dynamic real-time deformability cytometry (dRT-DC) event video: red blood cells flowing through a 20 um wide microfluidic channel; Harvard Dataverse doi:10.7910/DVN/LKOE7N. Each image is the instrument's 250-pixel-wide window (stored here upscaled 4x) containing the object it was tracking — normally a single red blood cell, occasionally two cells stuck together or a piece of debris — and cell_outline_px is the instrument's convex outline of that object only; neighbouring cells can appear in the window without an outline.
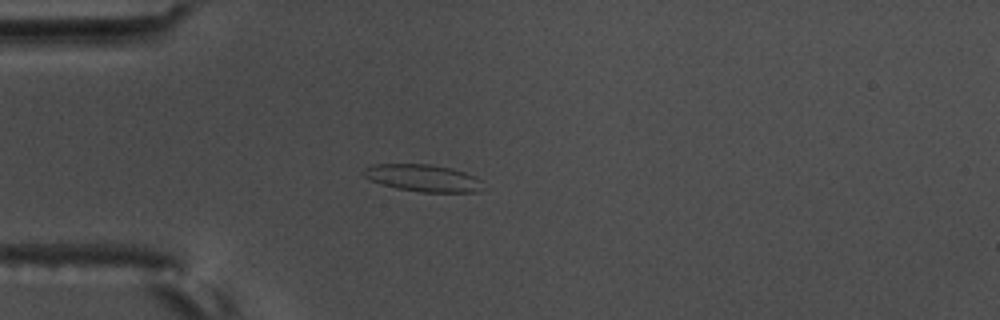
{"species": "common noctule bat (a hibernating species)", "species_latin": "Nyctalus noctula", "temperature_condition": "warm", "stored_images_in_passage": 58, "camera_frame_rate_fps": 3000, "um_per_image_px": 0.085, "animal": {"sex": "male", "body_mass_g": 17.5, "forearm_length_mm": 52.3}, "frame": {"image": 1, "passage_image": 16, "time_ms": 5.0, "image_size_px": [1000, 320], "cell_outline_px": [[480, 180], [476, 192], [420, 192], [396, 188], [380, 184], [364, 176], [360, 172], [364, 168], [372, 164], [428, 164], [452, 168], [476, 176]], "centroid_in_image_um": [35.87, 15.12], "position_along_channel_um": 49.1, "area_um2": 18.73}}
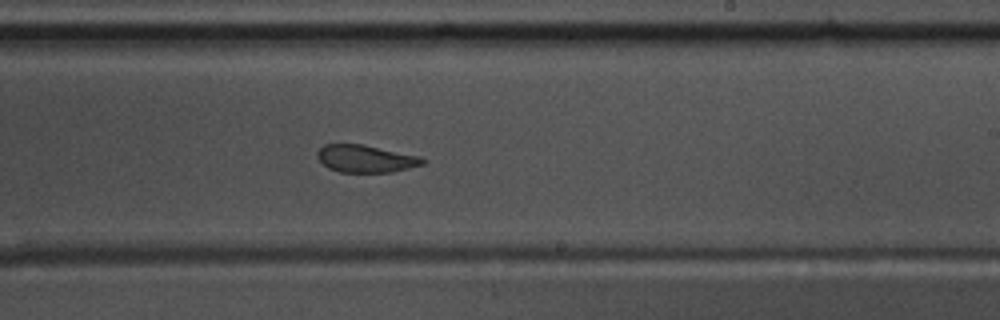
{"frame": {"image": 2, "passage_image": 35, "time_ms": 11.333, "image_size_px": [1000, 320], "cell_outline_px": [[428, 160], [424, 164], [392, 172], [340, 172], [328, 168], [316, 156], [316, 152], [324, 144], [364, 144], [420, 156]], "centroid_in_image_um": [31.1, 13.48], "position_along_channel_um": 257.9, "area_um2": 16.94}}
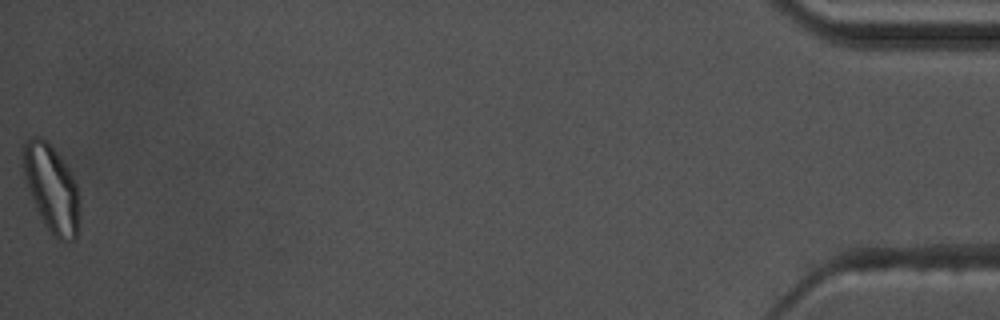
{"frame": {"image": 3, "passage_image": 58, "time_ms": 19.0, "image_size_px": [1000, 320], "cell_outline_px": [[76, 240], [60, 240], [52, 236], [44, 224], [32, 200], [20, 164], [24, 144], [32, 136], [40, 136], [56, 152], [68, 168], [76, 184]], "centroid_in_image_um": [4.29, 15.97], "position_along_channel_um": 430.9, "area_um2": 27.86}, "authors_computed_cell_mechanics": {"area_um2": 19.363, "velocity_mm_per_s": 3.535, "shape_relaxation_time_tau1_ms": null, "shape_relaxation_time_tau2_ms": 1.3417, "deformation_change_tau1": null, "deformation_change_tau2": 0.0803}}